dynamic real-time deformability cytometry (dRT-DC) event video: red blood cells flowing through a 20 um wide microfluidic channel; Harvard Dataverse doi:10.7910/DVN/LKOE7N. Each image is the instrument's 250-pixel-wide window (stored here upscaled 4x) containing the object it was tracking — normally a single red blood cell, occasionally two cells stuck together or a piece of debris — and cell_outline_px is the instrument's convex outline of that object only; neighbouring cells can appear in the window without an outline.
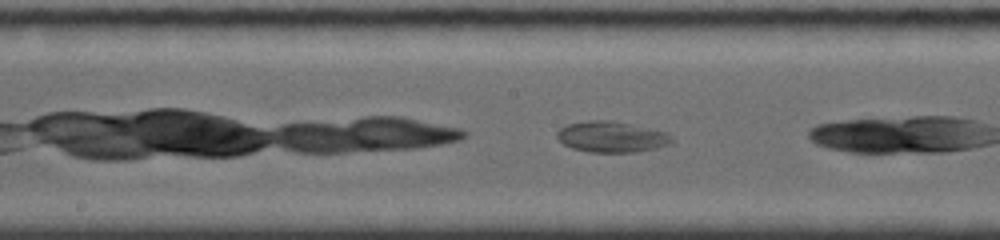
{"species": "common noctule bat (a hibernating species)", "species_latin": "Nyctalus noctula", "temperature_condition": "room temperature", "stored_images_in_passage": 17, "camera_frame_rate_fps": 4000, "um_per_image_px": 0.085, "animal": {"sex": "female", "body_mass_g": 19.0, "forearm_length_mm": 56.7}, "frame": {"image": 1, "passage_image": 10, "time_ms": 3.5, "image_size_px": [1000, 240], "cell_outline_px": [[672, 140], [668, 144], [656, 148], [636, 152], [588, 152], [572, 148], [564, 144], [556, 136], [556, 132], [560, 128], [568, 124], [588, 120], [612, 120], [668, 132], [672, 136]], "centroid_in_image_um": [51.97, 11.63], "position_along_channel_um": 196.2, "area_um2": 20.69}}